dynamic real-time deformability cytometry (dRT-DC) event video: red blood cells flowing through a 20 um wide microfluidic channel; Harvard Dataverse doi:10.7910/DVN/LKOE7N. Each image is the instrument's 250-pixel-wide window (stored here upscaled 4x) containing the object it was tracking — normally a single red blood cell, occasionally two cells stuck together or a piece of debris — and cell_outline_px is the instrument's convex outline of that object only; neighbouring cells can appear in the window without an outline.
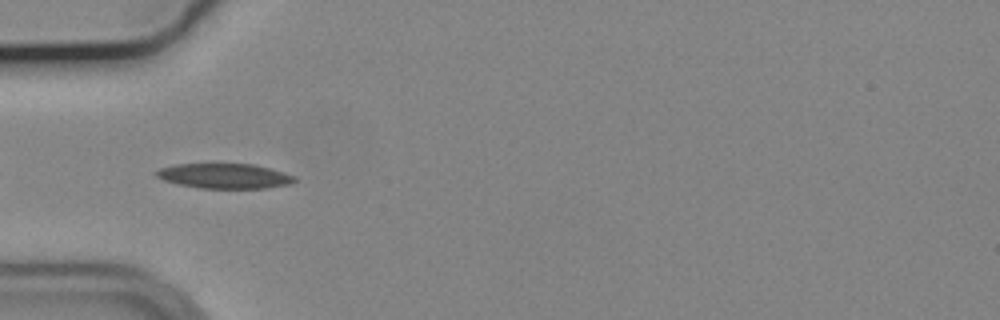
{"species": "common noctule bat (a hibernating species)", "species_latin": "Nyctalus noctula", "temperature_condition": "cold", "stored_images_in_passage": 9, "camera_frame_rate_fps": 3000, "um_per_image_px": 0.085, "animal": {"sex": "male", "body_mass_g": 19.2, "forearm_length_mm": 51.8}, "frame": {"image": 1, "passage_image": 2, "time_ms": 0.333, "image_size_px": [1000, 320], "cell_outline_px": [[296, 180], [292, 184], [268, 188], [200, 188], [180, 184], [164, 180], [156, 176], [152, 172], [160, 168], [176, 164], [252, 164], [268, 168], [296, 176]], "centroid_in_image_um": [19.09, 14.96], "position_along_channel_um": 65.9, "area_um2": 20.06}}